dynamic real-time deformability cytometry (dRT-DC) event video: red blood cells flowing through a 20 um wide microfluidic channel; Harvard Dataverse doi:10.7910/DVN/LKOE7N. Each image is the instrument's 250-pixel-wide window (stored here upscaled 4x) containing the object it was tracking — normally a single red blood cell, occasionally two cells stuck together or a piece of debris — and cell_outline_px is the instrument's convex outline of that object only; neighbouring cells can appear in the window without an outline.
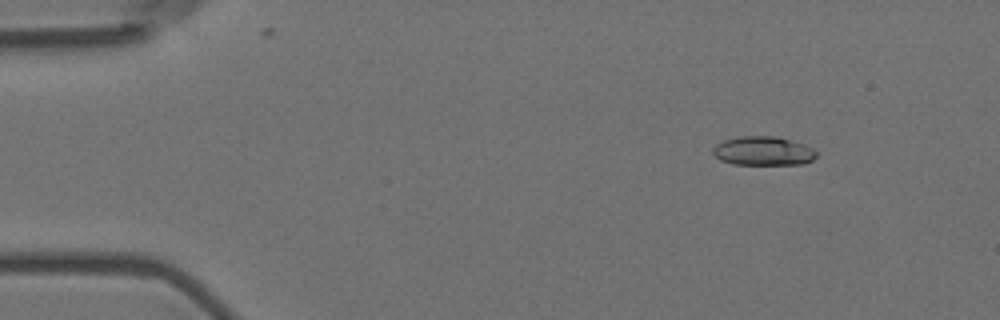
{"species": "Egyptian fruit bat (a non-hibernating species)", "species_latin": "Rousettus aegyptiacus", "temperature_condition": "room temperature", "stored_images_in_passage": 5, "camera_frame_rate_fps": 3000, "um_per_image_px": 0.085, "animal": {"sex": "female"}, "frame": {"image": 1, "passage_image": 1, "time_ms": 0.0, "image_size_px": [1000, 320], "cell_outline_px": [[816, 156], [812, 160], [804, 164], [732, 164], [720, 160], [712, 152], [712, 148], [716, 144], [724, 140], [740, 136], [776, 136], [804, 144], [812, 148], [816, 152]], "centroid_in_image_um": [64.86, 12.83], "position_along_channel_um": 20.1, "area_um2": 17.46}}
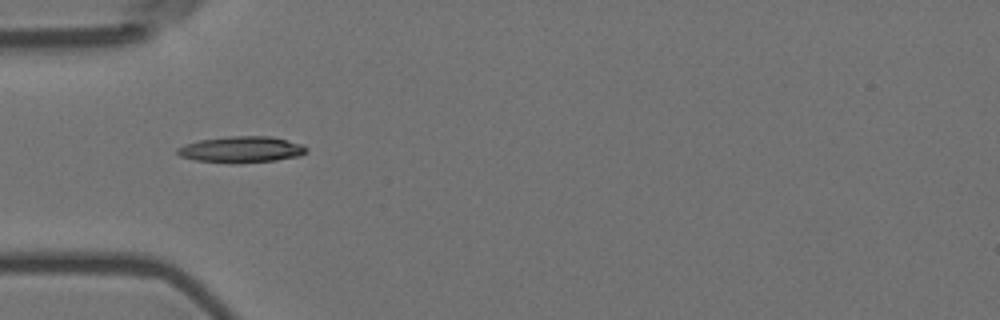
{"frame": {"image": 2, "passage_image": 4, "time_ms": 1.0, "image_size_px": [1000, 320], "cell_outline_px": [[308, 152], [300, 156], [276, 160], [240, 164], [196, 160], [180, 156], [176, 152], [176, 148], [184, 144], [200, 140], [228, 136], [268, 136], [300, 144], [308, 148]], "centroid_in_image_um": [20.5, 12.72], "position_along_channel_um": 64.5, "area_um2": 19.77}}
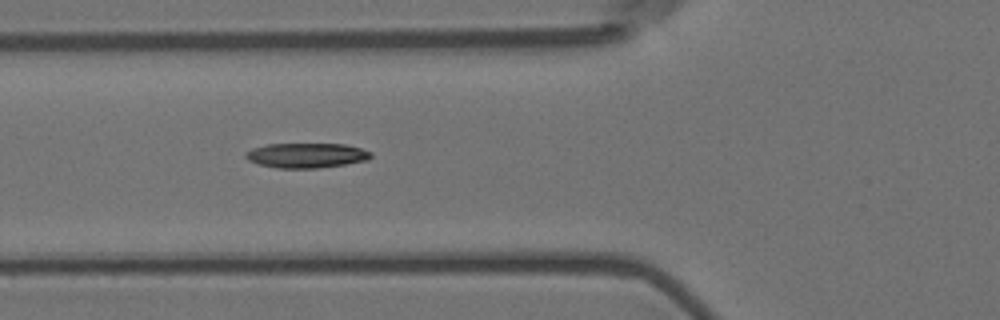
{"frame": {"image": 3, "passage_image": 5, "time_ms": 1.333, "image_size_px": [1000, 320], "cell_outline_px": [[372, 156], [368, 160], [344, 164], [316, 168], [276, 168], [260, 164], [248, 160], [244, 156], [244, 152], [252, 148], [268, 144], [344, 144], [360, 148], [372, 152]], "centroid_in_image_um": [26.03, 13.2], "position_along_channel_um": 99.8, "area_um2": 18.09}}